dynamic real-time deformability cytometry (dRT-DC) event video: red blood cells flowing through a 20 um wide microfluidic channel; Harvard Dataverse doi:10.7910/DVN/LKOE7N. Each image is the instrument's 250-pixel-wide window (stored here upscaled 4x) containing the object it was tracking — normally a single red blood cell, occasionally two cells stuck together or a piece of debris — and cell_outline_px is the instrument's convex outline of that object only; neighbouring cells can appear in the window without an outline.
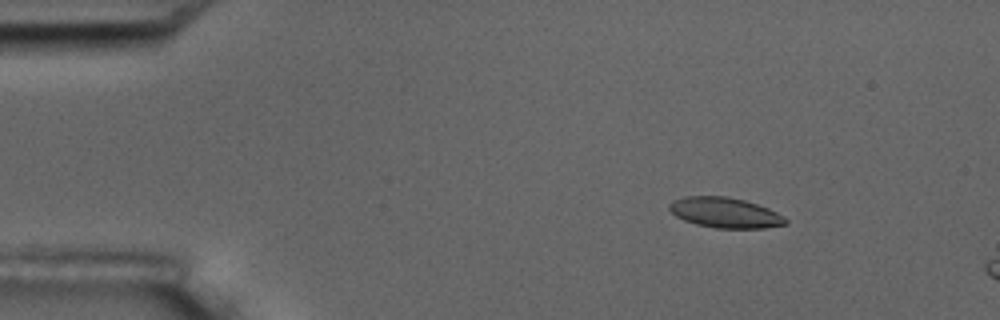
{"species": "common noctule bat (a hibernating species)", "species_latin": "Nyctalus noctula", "temperature_condition": "room temperature", "stored_images_in_passage": 5, "camera_frame_rate_fps": 3000, "um_per_image_px": 0.085, "animal": {"sex": "male", "body_mass_g": 17.5, "forearm_length_mm": 52.3}, "frame": {"image": 1, "passage_image": 3, "time_ms": 2.333, "image_size_px": [1000, 320], "cell_outline_px": [[788, 224], [764, 228], [716, 228], [696, 224], [684, 220], [676, 216], [668, 208], [668, 204], [672, 200], [684, 196], [728, 196], [744, 200], [768, 208], [784, 216], [788, 220]], "centroid_in_image_um": [61.62, 18.07], "position_along_channel_um": 23.4, "area_um2": 20.63}}